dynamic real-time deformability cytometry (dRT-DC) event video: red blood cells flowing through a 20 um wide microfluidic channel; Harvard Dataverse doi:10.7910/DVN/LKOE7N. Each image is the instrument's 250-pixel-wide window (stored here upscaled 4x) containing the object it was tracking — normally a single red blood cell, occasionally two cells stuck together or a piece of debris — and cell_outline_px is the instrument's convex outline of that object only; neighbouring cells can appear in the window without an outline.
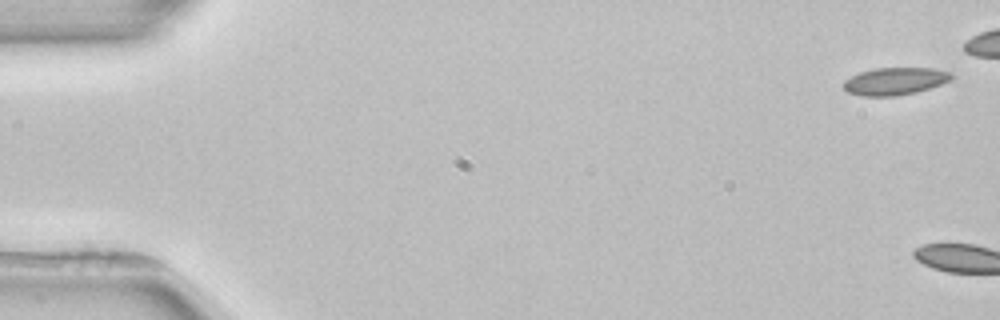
{"species": "common noctule bat (a hibernating species)", "species_latin": "Nyctalus noctula", "temperature_condition": "room temperature", "stored_images_in_passage": 6, "camera_frame_rate_fps": 3000, "um_per_image_px": 0.085, "animal": {"sex": "female", "body_mass_g": 22.7, "forearm_length_mm": 54.2}, "frame": {"image": 1, "passage_image": 1, "time_ms": 0.0, "image_size_px": [1000, 320], "cell_outline_px": [[952, 76], [948, 80], [940, 84], [916, 92], [892, 96], [860, 96], [848, 92], [844, 88], [844, 80], [860, 72], [876, 68], [932, 68], [952, 72]], "centroid_in_image_um": [76.04, 6.9], "position_along_channel_um": 9.0, "area_um2": 16.99}}
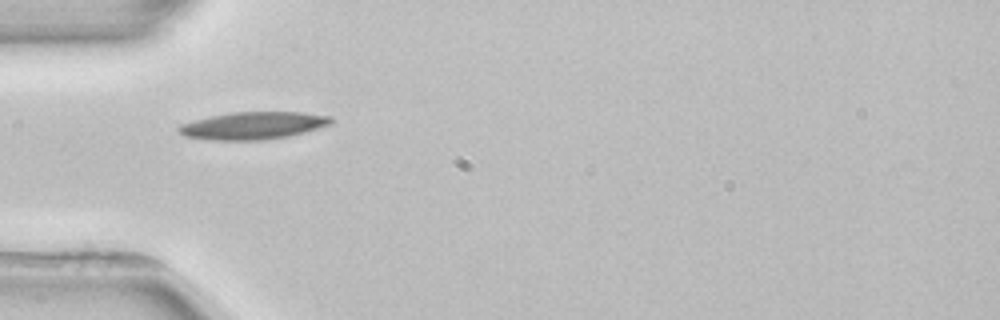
{"frame": {"image": 2, "passage_image": 5, "time_ms": 7.0, "image_size_px": [1000, 320], "cell_outline_px": [[332, 124], [284, 136], [260, 140], [216, 140], [184, 136], [176, 128], [180, 124], [212, 116], [232, 112], [304, 112], [332, 116]], "centroid_in_image_um": [21.5, 10.66], "position_along_channel_um": 63.5, "area_um2": 23.87}}